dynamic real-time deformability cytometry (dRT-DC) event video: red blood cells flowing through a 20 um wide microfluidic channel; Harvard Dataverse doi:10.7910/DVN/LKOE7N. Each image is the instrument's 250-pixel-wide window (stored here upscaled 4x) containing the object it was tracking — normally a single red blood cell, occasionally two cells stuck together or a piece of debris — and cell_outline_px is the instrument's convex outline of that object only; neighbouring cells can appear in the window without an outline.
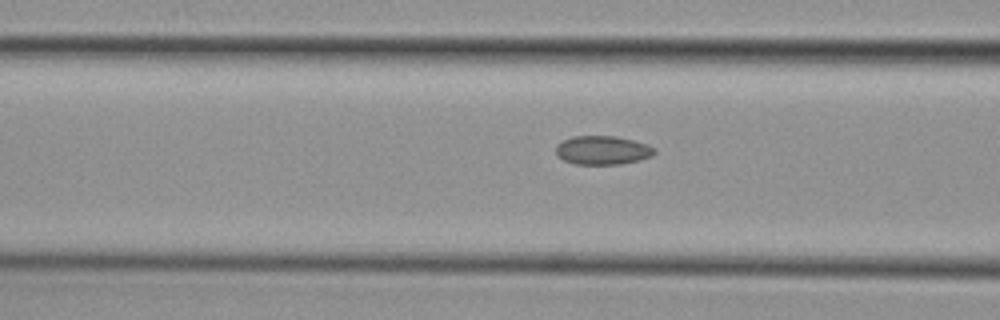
{"species": "common noctule bat (a hibernating species)", "species_latin": "Nyctalus noctula", "temperature_condition": "cold", "stored_images_in_passage": 13, "camera_frame_rate_fps": 3000, "um_per_image_px": 0.085, "animal": {"sex": "female", "body_mass_g": 29.2, "forearm_length_mm": 56.3}, "frame": {"image": 1, "passage_image": 11, "time_ms": 3.333, "image_size_px": [1000, 320], "cell_outline_px": [[656, 152], [652, 156], [640, 160], [620, 164], [576, 164], [564, 160], [556, 156], [556, 144], [572, 136], [616, 136], [648, 144], [656, 148]], "centroid_in_image_um": [51.23, 12.77], "position_along_channel_um": 115.4, "area_um2": 16.65}}